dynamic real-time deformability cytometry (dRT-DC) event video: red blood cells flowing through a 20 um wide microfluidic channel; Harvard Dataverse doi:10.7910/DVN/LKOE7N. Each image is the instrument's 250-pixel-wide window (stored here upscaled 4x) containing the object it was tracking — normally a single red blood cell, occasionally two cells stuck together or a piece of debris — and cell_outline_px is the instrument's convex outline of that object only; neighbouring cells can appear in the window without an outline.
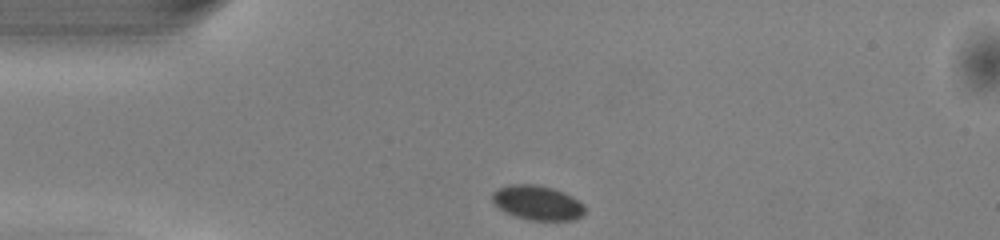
{"species": "common noctule bat (a hibernating species)", "species_latin": "Nyctalus noctula", "temperature_condition": "warm", "stored_images_in_passage": 40, "camera_frame_rate_fps": 3000, "um_per_image_px": 0.085, "animal": {"sex": "male", "body_mass_g": 13.0, "forearm_length_mm": 53.1}, "frame": {"image": 1, "passage_image": 1, "time_ms": 0.0, "image_size_px": [1000, 240], "cell_outline_px": [[584, 212], [580, 216], [572, 220], [532, 220], [516, 216], [504, 212], [492, 200], [492, 192], [496, 188], [508, 184], [536, 184], [552, 188], [564, 192], [572, 196], [584, 204]], "centroid_in_image_um": [45.66, 17.21], "position_along_channel_um": 39.3, "area_um2": 18.61}}
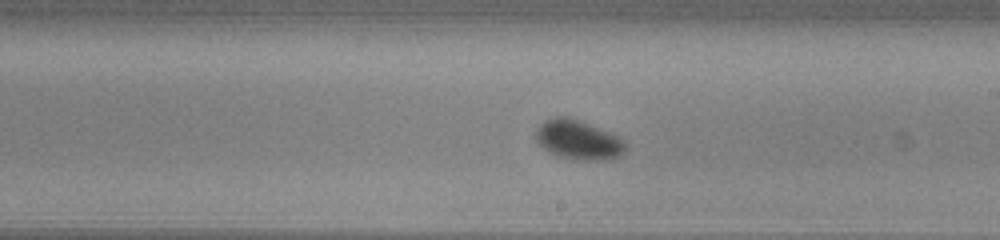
{"frame": {"image": 2, "passage_image": 18, "time_ms": 5.667, "image_size_px": [1000, 240], "cell_outline_px": [[624, 152], [620, 156], [604, 160], [572, 160], [556, 156], [548, 152], [536, 140], [536, 128], [544, 120], [556, 116], [568, 116], [620, 136], [624, 140]], "centroid_in_image_um": [49.13, 11.89], "position_along_channel_um": 239.9, "area_um2": 20.75}}
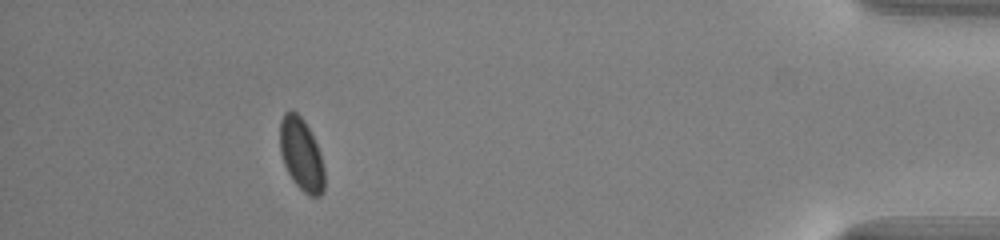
{"frame": {"image": 3, "passage_image": 35, "time_ms": 11.333, "image_size_px": [1000, 240], "cell_outline_px": [[324, 192], [320, 196], [308, 196], [292, 180], [284, 164], [280, 152], [280, 120], [284, 112], [296, 112], [304, 120], [320, 152], [324, 168]], "centroid_in_image_um": [25.61, 13.15], "position_along_channel_um": 409.6, "area_um2": 18.73}, "authors_computed_cell_mechanics": {"area_um2": 19.1896, "velocity_mm_per_s": 4.0665, "shape_relaxation_time_tau1_ms": 1.8166, "shape_relaxation_time_tau2_ms": null, "deformation_change_tau1": 0.0556, "deformation_change_tau2": null}}